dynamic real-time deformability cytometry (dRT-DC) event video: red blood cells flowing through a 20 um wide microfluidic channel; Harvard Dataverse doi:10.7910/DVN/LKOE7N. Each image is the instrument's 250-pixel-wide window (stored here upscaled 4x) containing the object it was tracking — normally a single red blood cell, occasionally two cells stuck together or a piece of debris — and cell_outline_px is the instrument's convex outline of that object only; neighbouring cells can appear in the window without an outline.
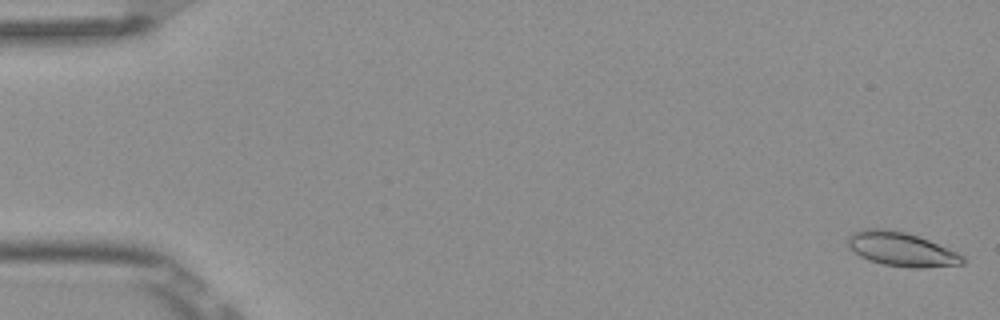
{"species": "Egyptian fruit bat (a non-hibernating species)", "species_latin": "Rousettus aegyptiacus", "temperature_condition": "room temperature", "stored_images_in_passage": 7, "camera_frame_rate_fps": 3000, "um_per_image_px": 0.085, "frame": {"image": 1, "passage_image": 1, "time_ms": 0.0, "image_size_px": [1000, 320], "cell_outline_px": [[964, 264], [920, 268], [912, 268], [884, 264], [868, 260], [860, 256], [848, 248], [848, 236], [864, 228], [884, 228], [904, 232], [928, 240], [956, 252], [964, 256]], "centroid_in_image_um": [76.59, 21.19], "position_along_channel_um": 8.4, "area_um2": 22.54}}
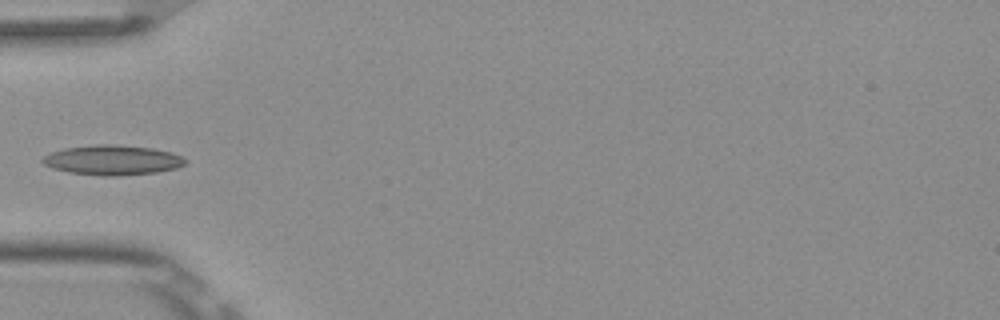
{"frame": {"image": 2, "passage_image": 5, "time_ms": 1.333, "image_size_px": [1000, 320], "cell_outline_px": [[188, 160], [184, 164], [176, 168], [156, 172], [120, 176], [100, 176], [68, 172], [52, 168], [44, 164], [40, 160], [44, 156], [52, 152], [64, 148], [96, 144], [112, 144], [152, 148], [172, 152]], "centroid_in_image_um": [9.55, 13.61], "position_along_channel_um": 75.5, "area_um2": 24.91}}
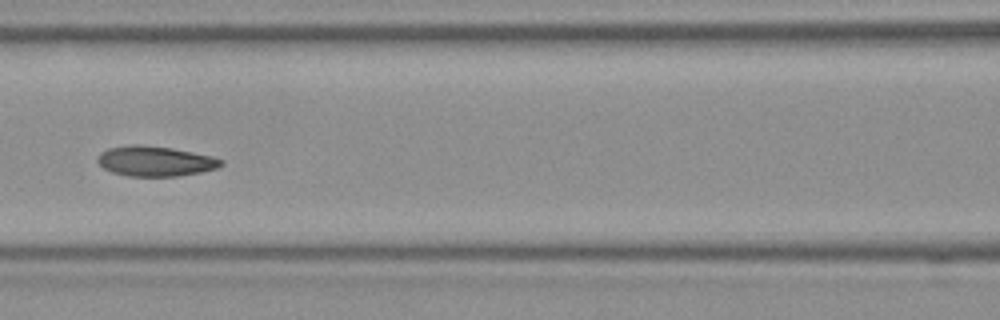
{"frame": {"image": 3, "passage_image": 7, "time_ms": 2.0, "image_size_px": [1000, 320], "cell_outline_px": [[224, 164], [216, 168], [200, 172], [176, 176], [128, 176], [112, 172], [104, 168], [96, 160], [96, 156], [100, 152], [108, 148], [128, 144], [140, 144], [172, 148], [212, 156], [224, 160]], "centroid_in_image_um": [13.16, 13.68], "position_along_channel_um": 153.4, "area_um2": 21.79}}